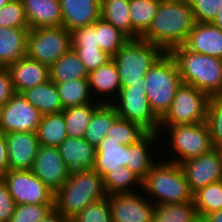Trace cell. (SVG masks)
Segmentation results:
<instances>
[{
	"mask_svg": "<svg viewBox=\"0 0 222 222\" xmlns=\"http://www.w3.org/2000/svg\"><path fill=\"white\" fill-rule=\"evenodd\" d=\"M195 23L189 0H161L150 27L140 38L169 53L184 45Z\"/></svg>",
	"mask_w": 222,
	"mask_h": 222,
	"instance_id": "cell-1",
	"label": "cell"
},
{
	"mask_svg": "<svg viewBox=\"0 0 222 222\" xmlns=\"http://www.w3.org/2000/svg\"><path fill=\"white\" fill-rule=\"evenodd\" d=\"M183 84L194 86L209 96L222 95V59L188 50L184 45L172 49Z\"/></svg>",
	"mask_w": 222,
	"mask_h": 222,
	"instance_id": "cell-2",
	"label": "cell"
},
{
	"mask_svg": "<svg viewBox=\"0 0 222 222\" xmlns=\"http://www.w3.org/2000/svg\"><path fill=\"white\" fill-rule=\"evenodd\" d=\"M142 189L156 205L193 202V193L184 172L175 162H156L142 181ZM155 200H154V199Z\"/></svg>",
	"mask_w": 222,
	"mask_h": 222,
	"instance_id": "cell-3",
	"label": "cell"
},
{
	"mask_svg": "<svg viewBox=\"0 0 222 222\" xmlns=\"http://www.w3.org/2000/svg\"><path fill=\"white\" fill-rule=\"evenodd\" d=\"M103 178L94 170L69 176L65 184L54 193V209L73 218L89 204L106 198Z\"/></svg>",
	"mask_w": 222,
	"mask_h": 222,
	"instance_id": "cell-4",
	"label": "cell"
},
{
	"mask_svg": "<svg viewBox=\"0 0 222 222\" xmlns=\"http://www.w3.org/2000/svg\"><path fill=\"white\" fill-rule=\"evenodd\" d=\"M164 53L160 47L147 43L141 38L129 39L111 57L119 73L120 87L124 88L133 84L142 85L146 89L144 77Z\"/></svg>",
	"mask_w": 222,
	"mask_h": 222,
	"instance_id": "cell-5",
	"label": "cell"
},
{
	"mask_svg": "<svg viewBox=\"0 0 222 222\" xmlns=\"http://www.w3.org/2000/svg\"><path fill=\"white\" fill-rule=\"evenodd\" d=\"M145 93L151 110L161 120L169 111L182 80L174 58L164 53L148 70Z\"/></svg>",
	"mask_w": 222,
	"mask_h": 222,
	"instance_id": "cell-6",
	"label": "cell"
},
{
	"mask_svg": "<svg viewBox=\"0 0 222 222\" xmlns=\"http://www.w3.org/2000/svg\"><path fill=\"white\" fill-rule=\"evenodd\" d=\"M209 99L207 93L182 83L177 89L169 111L160 120V126L206 122Z\"/></svg>",
	"mask_w": 222,
	"mask_h": 222,
	"instance_id": "cell-7",
	"label": "cell"
},
{
	"mask_svg": "<svg viewBox=\"0 0 222 222\" xmlns=\"http://www.w3.org/2000/svg\"><path fill=\"white\" fill-rule=\"evenodd\" d=\"M160 127L169 132L168 145L178 154L170 160L171 162L182 164L214 149L206 122Z\"/></svg>",
	"mask_w": 222,
	"mask_h": 222,
	"instance_id": "cell-8",
	"label": "cell"
},
{
	"mask_svg": "<svg viewBox=\"0 0 222 222\" xmlns=\"http://www.w3.org/2000/svg\"><path fill=\"white\" fill-rule=\"evenodd\" d=\"M71 48V34L63 26L29 29L26 57L48 67Z\"/></svg>",
	"mask_w": 222,
	"mask_h": 222,
	"instance_id": "cell-9",
	"label": "cell"
},
{
	"mask_svg": "<svg viewBox=\"0 0 222 222\" xmlns=\"http://www.w3.org/2000/svg\"><path fill=\"white\" fill-rule=\"evenodd\" d=\"M112 104L119 117L138 124L147 133L160 132V119L151 110L142 85L131 84L121 88L119 96Z\"/></svg>",
	"mask_w": 222,
	"mask_h": 222,
	"instance_id": "cell-10",
	"label": "cell"
},
{
	"mask_svg": "<svg viewBox=\"0 0 222 222\" xmlns=\"http://www.w3.org/2000/svg\"><path fill=\"white\" fill-rule=\"evenodd\" d=\"M1 179L16 205L54 204V192L31 170H7Z\"/></svg>",
	"mask_w": 222,
	"mask_h": 222,
	"instance_id": "cell-11",
	"label": "cell"
},
{
	"mask_svg": "<svg viewBox=\"0 0 222 222\" xmlns=\"http://www.w3.org/2000/svg\"><path fill=\"white\" fill-rule=\"evenodd\" d=\"M41 118L40 111L22 93H15L1 106L0 132H36Z\"/></svg>",
	"mask_w": 222,
	"mask_h": 222,
	"instance_id": "cell-12",
	"label": "cell"
},
{
	"mask_svg": "<svg viewBox=\"0 0 222 222\" xmlns=\"http://www.w3.org/2000/svg\"><path fill=\"white\" fill-rule=\"evenodd\" d=\"M191 192L194 194L208 184L222 180V150L212 149L206 154L180 164Z\"/></svg>",
	"mask_w": 222,
	"mask_h": 222,
	"instance_id": "cell-13",
	"label": "cell"
},
{
	"mask_svg": "<svg viewBox=\"0 0 222 222\" xmlns=\"http://www.w3.org/2000/svg\"><path fill=\"white\" fill-rule=\"evenodd\" d=\"M139 194L135 192L107 196L113 222H153L156 206L151 199Z\"/></svg>",
	"mask_w": 222,
	"mask_h": 222,
	"instance_id": "cell-14",
	"label": "cell"
},
{
	"mask_svg": "<svg viewBox=\"0 0 222 222\" xmlns=\"http://www.w3.org/2000/svg\"><path fill=\"white\" fill-rule=\"evenodd\" d=\"M31 171L54 193L69 178L58 147L40 145Z\"/></svg>",
	"mask_w": 222,
	"mask_h": 222,
	"instance_id": "cell-15",
	"label": "cell"
},
{
	"mask_svg": "<svg viewBox=\"0 0 222 222\" xmlns=\"http://www.w3.org/2000/svg\"><path fill=\"white\" fill-rule=\"evenodd\" d=\"M8 170H32L39 149L36 132L5 133Z\"/></svg>",
	"mask_w": 222,
	"mask_h": 222,
	"instance_id": "cell-16",
	"label": "cell"
},
{
	"mask_svg": "<svg viewBox=\"0 0 222 222\" xmlns=\"http://www.w3.org/2000/svg\"><path fill=\"white\" fill-rule=\"evenodd\" d=\"M63 161L67 167L68 176L93 169L96 149L84 137H67L59 146Z\"/></svg>",
	"mask_w": 222,
	"mask_h": 222,
	"instance_id": "cell-17",
	"label": "cell"
},
{
	"mask_svg": "<svg viewBox=\"0 0 222 222\" xmlns=\"http://www.w3.org/2000/svg\"><path fill=\"white\" fill-rule=\"evenodd\" d=\"M62 26L69 32L101 18V0H59Z\"/></svg>",
	"mask_w": 222,
	"mask_h": 222,
	"instance_id": "cell-18",
	"label": "cell"
},
{
	"mask_svg": "<svg viewBox=\"0 0 222 222\" xmlns=\"http://www.w3.org/2000/svg\"><path fill=\"white\" fill-rule=\"evenodd\" d=\"M88 82L94 100L98 98V101L101 96V99L99 100L100 103H113V101H115L119 96L121 90L119 73L112 59L105 65L90 72L88 74ZM94 94L97 95L94 96Z\"/></svg>",
	"mask_w": 222,
	"mask_h": 222,
	"instance_id": "cell-19",
	"label": "cell"
},
{
	"mask_svg": "<svg viewBox=\"0 0 222 222\" xmlns=\"http://www.w3.org/2000/svg\"><path fill=\"white\" fill-rule=\"evenodd\" d=\"M184 46L193 52L222 59V31L212 23L196 22Z\"/></svg>",
	"mask_w": 222,
	"mask_h": 222,
	"instance_id": "cell-20",
	"label": "cell"
},
{
	"mask_svg": "<svg viewBox=\"0 0 222 222\" xmlns=\"http://www.w3.org/2000/svg\"><path fill=\"white\" fill-rule=\"evenodd\" d=\"M7 68L15 93H22L49 80V67L28 57L17 60Z\"/></svg>",
	"mask_w": 222,
	"mask_h": 222,
	"instance_id": "cell-21",
	"label": "cell"
},
{
	"mask_svg": "<svg viewBox=\"0 0 222 222\" xmlns=\"http://www.w3.org/2000/svg\"><path fill=\"white\" fill-rule=\"evenodd\" d=\"M29 29L62 26L59 0H21Z\"/></svg>",
	"mask_w": 222,
	"mask_h": 222,
	"instance_id": "cell-22",
	"label": "cell"
},
{
	"mask_svg": "<svg viewBox=\"0 0 222 222\" xmlns=\"http://www.w3.org/2000/svg\"><path fill=\"white\" fill-rule=\"evenodd\" d=\"M159 137V133H146L136 143L127 145L126 168L135 173L142 181L153 165L158 162L154 161L155 159L151 156L149 145H154L155 142L157 144Z\"/></svg>",
	"mask_w": 222,
	"mask_h": 222,
	"instance_id": "cell-23",
	"label": "cell"
},
{
	"mask_svg": "<svg viewBox=\"0 0 222 222\" xmlns=\"http://www.w3.org/2000/svg\"><path fill=\"white\" fill-rule=\"evenodd\" d=\"M95 163L93 169L104 178L111 171L117 170L118 166L126 167L127 145L118 141L105 138L96 146Z\"/></svg>",
	"mask_w": 222,
	"mask_h": 222,
	"instance_id": "cell-24",
	"label": "cell"
},
{
	"mask_svg": "<svg viewBox=\"0 0 222 222\" xmlns=\"http://www.w3.org/2000/svg\"><path fill=\"white\" fill-rule=\"evenodd\" d=\"M29 28L0 27V66L8 67L26 57Z\"/></svg>",
	"mask_w": 222,
	"mask_h": 222,
	"instance_id": "cell-25",
	"label": "cell"
},
{
	"mask_svg": "<svg viewBox=\"0 0 222 222\" xmlns=\"http://www.w3.org/2000/svg\"><path fill=\"white\" fill-rule=\"evenodd\" d=\"M22 94L42 115L59 113L64 110L56 84L50 79L23 91Z\"/></svg>",
	"mask_w": 222,
	"mask_h": 222,
	"instance_id": "cell-26",
	"label": "cell"
},
{
	"mask_svg": "<svg viewBox=\"0 0 222 222\" xmlns=\"http://www.w3.org/2000/svg\"><path fill=\"white\" fill-rule=\"evenodd\" d=\"M118 117V112L112 103H101L92 114L84 138L96 148Z\"/></svg>",
	"mask_w": 222,
	"mask_h": 222,
	"instance_id": "cell-27",
	"label": "cell"
},
{
	"mask_svg": "<svg viewBox=\"0 0 222 222\" xmlns=\"http://www.w3.org/2000/svg\"><path fill=\"white\" fill-rule=\"evenodd\" d=\"M88 74L77 52L72 48L49 67V79L54 83L88 78Z\"/></svg>",
	"mask_w": 222,
	"mask_h": 222,
	"instance_id": "cell-28",
	"label": "cell"
},
{
	"mask_svg": "<svg viewBox=\"0 0 222 222\" xmlns=\"http://www.w3.org/2000/svg\"><path fill=\"white\" fill-rule=\"evenodd\" d=\"M36 134L40 145L58 147L68 137L63 111L42 115Z\"/></svg>",
	"mask_w": 222,
	"mask_h": 222,
	"instance_id": "cell-29",
	"label": "cell"
},
{
	"mask_svg": "<svg viewBox=\"0 0 222 222\" xmlns=\"http://www.w3.org/2000/svg\"><path fill=\"white\" fill-rule=\"evenodd\" d=\"M101 18L133 39L129 0H101Z\"/></svg>",
	"mask_w": 222,
	"mask_h": 222,
	"instance_id": "cell-30",
	"label": "cell"
},
{
	"mask_svg": "<svg viewBox=\"0 0 222 222\" xmlns=\"http://www.w3.org/2000/svg\"><path fill=\"white\" fill-rule=\"evenodd\" d=\"M55 84L63 109L95 101L90 91L88 78L74 79Z\"/></svg>",
	"mask_w": 222,
	"mask_h": 222,
	"instance_id": "cell-31",
	"label": "cell"
},
{
	"mask_svg": "<svg viewBox=\"0 0 222 222\" xmlns=\"http://www.w3.org/2000/svg\"><path fill=\"white\" fill-rule=\"evenodd\" d=\"M161 0H129L133 39L140 38L150 27Z\"/></svg>",
	"mask_w": 222,
	"mask_h": 222,
	"instance_id": "cell-32",
	"label": "cell"
},
{
	"mask_svg": "<svg viewBox=\"0 0 222 222\" xmlns=\"http://www.w3.org/2000/svg\"><path fill=\"white\" fill-rule=\"evenodd\" d=\"M100 104L101 103L96 100L81 106H70L63 110L66 130L69 137H84L92 114Z\"/></svg>",
	"mask_w": 222,
	"mask_h": 222,
	"instance_id": "cell-33",
	"label": "cell"
},
{
	"mask_svg": "<svg viewBox=\"0 0 222 222\" xmlns=\"http://www.w3.org/2000/svg\"><path fill=\"white\" fill-rule=\"evenodd\" d=\"M103 185L106 195L135 193L134 187L142 191V180L126 167L118 166L103 178Z\"/></svg>",
	"mask_w": 222,
	"mask_h": 222,
	"instance_id": "cell-34",
	"label": "cell"
},
{
	"mask_svg": "<svg viewBox=\"0 0 222 222\" xmlns=\"http://www.w3.org/2000/svg\"><path fill=\"white\" fill-rule=\"evenodd\" d=\"M194 202L156 205L153 222H197Z\"/></svg>",
	"mask_w": 222,
	"mask_h": 222,
	"instance_id": "cell-35",
	"label": "cell"
},
{
	"mask_svg": "<svg viewBox=\"0 0 222 222\" xmlns=\"http://www.w3.org/2000/svg\"><path fill=\"white\" fill-rule=\"evenodd\" d=\"M199 218L207 214L222 210V180L208 184L193 194Z\"/></svg>",
	"mask_w": 222,
	"mask_h": 222,
	"instance_id": "cell-36",
	"label": "cell"
},
{
	"mask_svg": "<svg viewBox=\"0 0 222 222\" xmlns=\"http://www.w3.org/2000/svg\"><path fill=\"white\" fill-rule=\"evenodd\" d=\"M129 40L116 27L102 18L97 20V43L108 55L113 57L118 50Z\"/></svg>",
	"mask_w": 222,
	"mask_h": 222,
	"instance_id": "cell-37",
	"label": "cell"
},
{
	"mask_svg": "<svg viewBox=\"0 0 222 222\" xmlns=\"http://www.w3.org/2000/svg\"><path fill=\"white\" fill-rule=\"evenodd\" d=\"M147 132L138 124L118 117L106 133L109 140L118 141L122 145H130L140 140Z\"/></svg>",
	"mask_w": 222,
	"mask_h": 222,
	"instance_id": "cell-38",
	"label": "cell"
},
{
	"mask_svg": "<svg viewBox=\"0 0 222 222\" xmlns=\"http://www.w3.org/2000/svg\"><path fill=\"white\" fill-rule=\"evenodd\" d=\"M206 124L213 148L222 150V95L210 96Z\"/></svg>",
	"mask_w": 222,
	"mask_h": 222,
	"instance_id": "cell-39",
	"label": "cell"
},
{
	"mask_svg": "<svg viewBox=\"0 0 222 222\" xmlns=\"http://www.w3.org/2000/svg\"><path fill=\"white\" fill-rule=\"evenodd\" d=\"M0 27L29 28L21 0H10L0 8Z\"/></svg>",
	"mask_w": 222,
	"mask_h": 222,
	"instance_id": "cell-40",
	"label": "cell"
},
{
	"mask_svg": "<svg viewBox=\"0 0 222 222\" xmlns=\"http://www.w3.org/2000/svg\"><path fill=\"white\" fill-rule=\"evenodd\" d=\"M54 209V204H20L15 206L10 222H40Z\"/></svg>",
	"mask_w": 222,
	"mask_h": 222,
	"instance_id": "cell-41",
	"label": "cell"
},
{
	"mask_svg": "<svg viewBox=\"0 0 222 222\" xmlns=\"http://www.w3.org/2000/svg\"><path fill=\"white\" fill-rule=\"evenodd\" d=\"M73 222H113L107 197L89 204L73 218Z\"/></svg>",
	"mask_w": 222,
	"mask_h": 222,
	"instance_id": "cell-42",
	"label": "cell"
},
{
	"mask_svg": "<svg viewBox=\"0 0 222 222\" xmlns=\"http://www.w3.org/2000/svg\"><path fill=\"white\" fill-rule=\"evenodd\" d=\"M195 22L212 23L222 9V0H189Z\"/></svg>",
	"mask_w": 222,
	"mask_h": 222,
	"instance_id": "cell-43",
	"label": "cell"
},
{
	"mask_svg": "<svg viewBox=\"0 0 222 222\" xmlns=\"http://www.w3.org/2000/svg\"><path fill=\"white\" fill-rule=\"evenodd\" d=\"M75 50L88 73L105 65L111 56L100 47H71Z\"/></svg>",
	"mask_w": 222,
	"mask_h": 222,
	"instance_id": "cell-44",
	"label": "cell"
},
{
	"mask_svg": "<svg viewBox=\"0 0 222 222\" xmlns=\"http://www.w3.org/2000/svg\"><path fill=\"white\" fill-rule=\"evenodd\" d=\"M71 47H99L97 43V21L90 26L70 31Z\"/></svg>",
	"mask_w": 222,
	"mask_h": 222,
	"instance_id": "cell-45",
	"label": "cell"
},
{
	"mask_svg": "<svg viewBox=\"0 0 222 222\" xmlns=\"http://www.w3.org/2000/svg\"><path fill=\"white\" fill-rule=\"evenodd\" d=\"M16 203L9 193L7 185L0 179V222H10Z\"/></svg>",
	"mask_w": 222,
	"mask_h": 222,
	"instance_id": "cell-46",
	"label": "cell"
},
{
	"mask_svg": "<svg viewBox=\"0 0 222 222\" xmlns=\"http://www.w3.org/2000/svg\"><path fill=\"white\" fill-rule=\"evenodd\" d=\"M15 94L10 72L7 67H0V105H5Z\"/></svg>",
	"mask_w": 222,
	"mask_h": 222,
	"instance_id": "cell-47",
	"label": "cell"
},
{
	"mask_svg": "<svg viewBox=\"0 0 222 222\" xmlns=\"http://www.w3.org/2000/svg\"><path fill=\"white\" fill-rule=\"evenodd\" d=\"M8 170V151L4 133L0 132V179Z\"/></svg>",
	"mask_w": 222,
	"mask_h": 222,
	"instance_id": "cell-48",
	"label": "cell"
},
{
	"mask_svg": "<svg viewBox=\"0 0 222 222\" xmlns=\"http://www.w3.org/2000/svg\"><path fill=\"white\" fill-rule=\"evenodd\" d=\"M40 222H73L72 218L64 216L60 212L53 209L45 218Z\"/></svg>",
	"mask_w": 222,
	"mask_h": 222,
	"instance_id": "cell-49",
	"label": "cell"
},
{
	"mask_svg": "<svg viewBox=\"0 0 222 222\" xmlns=\"http://www.w3.org/2000/svg\"><path fill=\"white\" fill-rule=\"evenodd\" d=\"M203 219L206 222H222V210L207 214Z\"/></svg>",
	"mask_w": 222,
	"mask_h": 222,
	"instance_id": "cell-50",
	"label": "cell"
},
{
	"mask_svg": "<svg viewBox=\"0 0 222 222\" xmlns=\"http://www.w3.org/2000/svg\"><path fill=\"white\" fill-rule=\"evenodd\" d=\"M212 24L218 27L222 31V9H220L216 18L213 20Z\"/></svg>",
	"mask_w": 222,
	"mask_h": 222,
	"instance_id": "cell-51",
	"label": "cell"
},
{
	"mask_svg": "<svg viewBox=\"0 0 222 222\" xmlns=\"http://www.w3.org/2000/svg\"><path fill=\"white\" fill-rule=\"evenodd\" d=\"M10 0H0V8L6 5Z\"/></svg>",
	"mask_w": 222,
	"mask_h": 222,
	"instance_id": "cell-52",
	"label": "cell"
},
{
	"mask_svg": "<svg viewBox=\"0 0 222 222\" xmlns=\"http://www.w3.org/2000/svg\"><path fill=\"white\" fill-rule=\"evenodd\" d=\"M197 222H206L203 218H199Z\"/></svg>",
	"mask_w": 222,
	"mask_h": 222,
	"instance_id": "cell-53",
	"label": "cell"
}]
</instances>
